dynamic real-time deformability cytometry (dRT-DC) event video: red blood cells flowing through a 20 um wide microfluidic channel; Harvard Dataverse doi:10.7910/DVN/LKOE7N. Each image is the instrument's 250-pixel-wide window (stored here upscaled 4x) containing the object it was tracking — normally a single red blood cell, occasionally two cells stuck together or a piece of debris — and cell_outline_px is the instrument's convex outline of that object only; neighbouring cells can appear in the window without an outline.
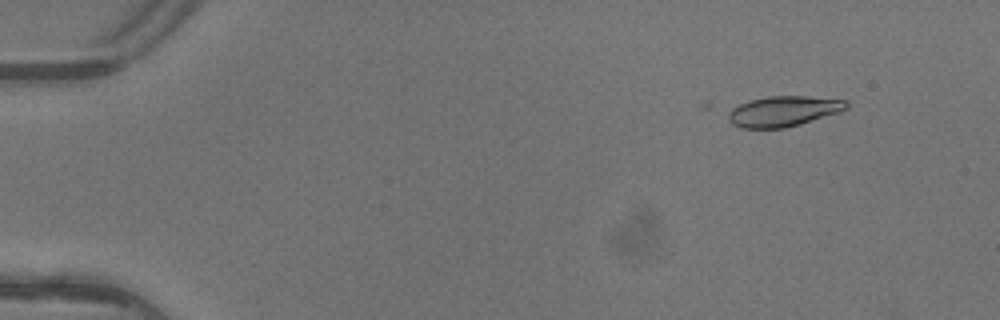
{"species": "common noctule bat (a hibernating species)", "species_latin": "Nyctalus noctula", "temperature_condition": "warm", "stored_images_in_passage": 5, "camera_frame_rate_fps": 3000, "um_per_image_px": 0.085, "animal": {"sex": "female"}, "frame": {"image": 1, "passage_image": 2, "time_ms": 0.333, "image_size_px": [1000, 320], "cell_outline_px": [[848, 108], [840, 112], [800, 124], [784, 128], [740, 128], [732, 124], [728, 120], [728, 112], [732, 108], [748, 100], [768, 96], [804, 96], [848, 100]], "centroid_in_image_um": [66.58, 9.45], "position_along_channel_um": 18.4, "area_um2": 21.04}}
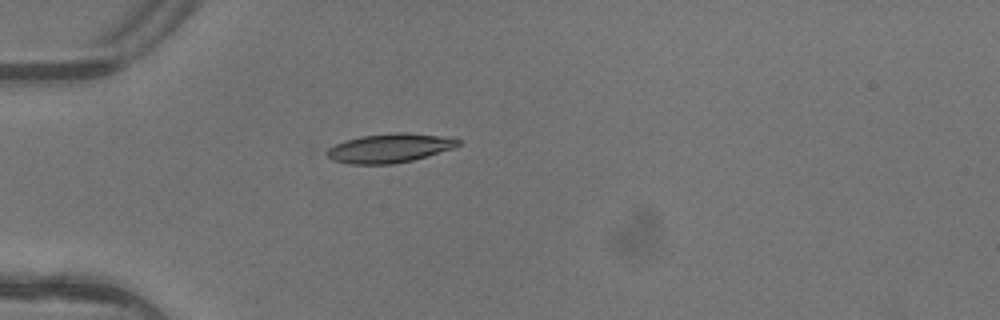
{"frame": {"image": 2, "passage_image": 4, "time_ms": 1.0, "image_size_px": [1000, 320], "cell_outline_px": [[460, 144], [452, 148], [412, 160], [392, 164], [348, 164], [332, 160], [320, 152], [344, 140], [360, 136], [396, 132], [404, 132], [440, 136], [460, 140]], "centroid_in_image_um": [33.0, 12.59], "position_along_channel_um": 52.0, "area_um2": 22.2}}